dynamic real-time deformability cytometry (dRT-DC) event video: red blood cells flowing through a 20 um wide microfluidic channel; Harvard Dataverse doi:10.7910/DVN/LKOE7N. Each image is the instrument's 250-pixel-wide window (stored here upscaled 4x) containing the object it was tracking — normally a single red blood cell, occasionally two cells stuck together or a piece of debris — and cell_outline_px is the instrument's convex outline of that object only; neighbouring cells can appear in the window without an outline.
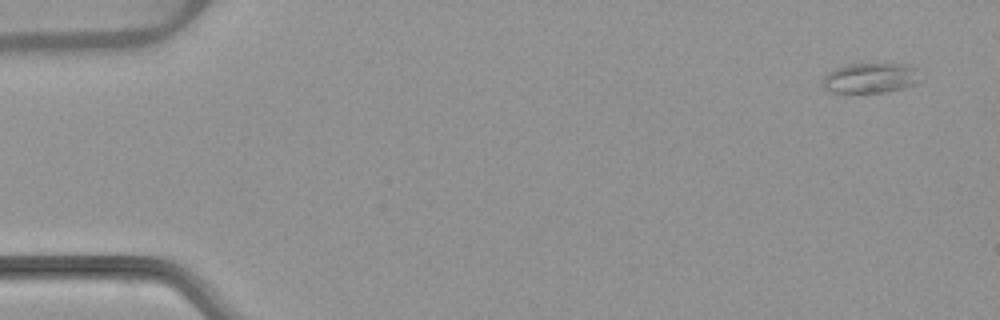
{"species": "common noctule bat (a hibernating species)", "species_latin": "Nyctalus noctula", "temperature_condition": "warm", "stored_images_in_passage": 5, "camera_frame_rate_fps": 3000, "um_per_image_px": 0.085, "animal": {"sex": "female", "body_mass_g": 22.7, "forearm_length_mm": 54.2}, "frame": {"image": 1, "passage_image": 5, "time_ms": 6.333, "image_size_px": [1000, 320], "cell_outline_px": [[916, 84], [904, 88], [884, 92], [832, 92], [824, 88], [820, 84], [824, 76], [832, 68], [848, 64], [908, 64], [916, 68]], "centroid_in_image_um": [73.9, 6.62], "position_along_channel_um": 11.1, "area_um2": 17.05}}